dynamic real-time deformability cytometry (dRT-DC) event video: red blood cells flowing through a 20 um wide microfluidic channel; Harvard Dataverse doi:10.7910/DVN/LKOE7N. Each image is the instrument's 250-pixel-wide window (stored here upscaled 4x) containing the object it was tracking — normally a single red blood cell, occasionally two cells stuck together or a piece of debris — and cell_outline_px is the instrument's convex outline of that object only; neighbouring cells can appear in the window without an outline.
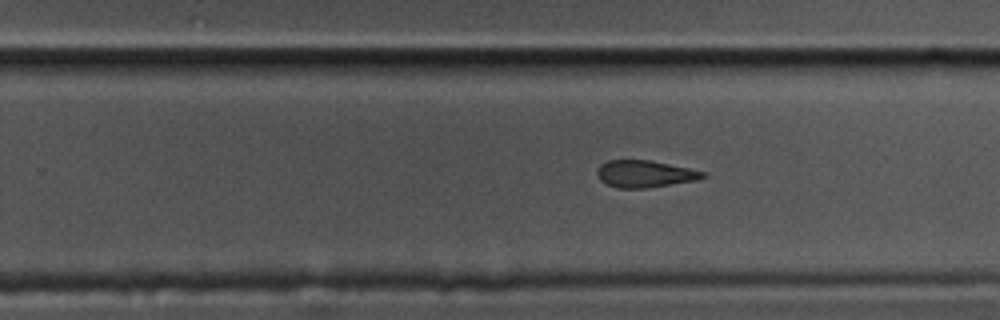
{"species": "common noctule bat (a hibernating species)", "species_latin": "Nyctalus noctula", "temperature_condition": "cold", "stored_images_in_passage": 45, "camera_frame_rate_fps": 3000, "um_per_image_px": 0.085, "animal": {"sex": "male", "body_mass_g": 17.5, "forearm_length_mm": 52.3}, "frame": {"image": 1, "passage_image": 28, "time_ms": 9.0, "image_size_px": [1000, 320], "cell_outline_px": [[708, 176], [696, 180], [648, 188], [616, 188], [600, 180], [596, 172], [600, 164], [608, 160], [648, 160], [708, 172]], "centroid_in_image_um": [54.82, 14.78], "position_along_channel_um": 275.0, "area_um2": 16.65}}
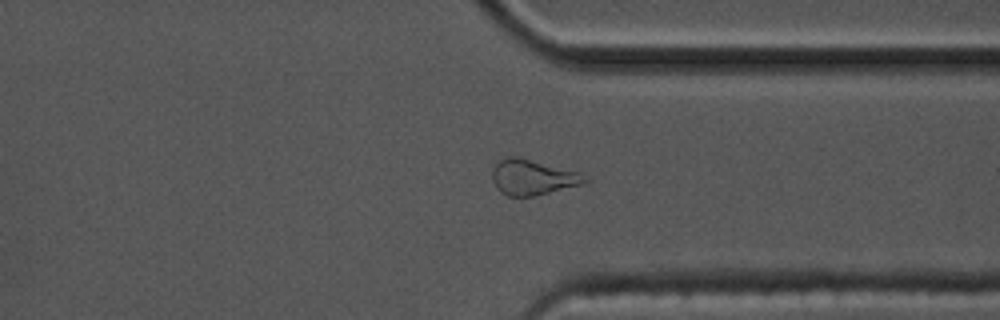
{"frame": {"image": 2, "passage_image": 36, "time_ms": 11.667, "image_size_px": [1000, 320], "cell_outline_px": [[588, 180], [584, 184], [536, 196], [508, 196], [500, 192], [496, 188], [492, 180], [492, 168], [504, 156], [520, 156], [580, 172]], "centroid_in_image_um": [45.26, 15.06], "position_along_channel_um": 366.1, "area_um2": 19.48}}
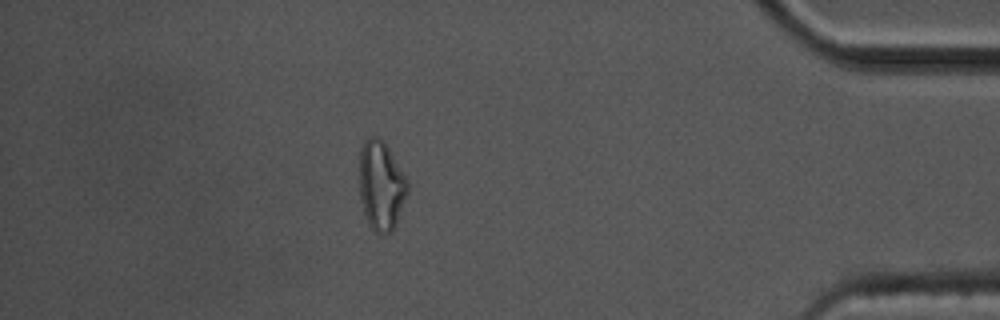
{"frame": {"image": 3, "passage_image": 43, "time_ms": 14.0, "image_size_px": [1000, 320], "cell_outline_px": [[408, 192], [396, 224], [392, 232], [376, 232], [368, 224], [364, 212], [360, 196], [360, 148], [364, 140], [372, 136], [376, 136], [388, 148], [404, 176], [408, 184]], "centroid_in_image_um": [32.38, 15.79], "position_along_channel_um": 402.8, "area_um2": 24.51}, "authors_computed_cell_mechanics": {"area_um2": 17.6868, "velocity_mm_per_s": 3.4212, "shape_relaxation_time_tau1_ms": 6.2701, "shape_relaxation_time_tau2_ms": 4.1256, "deformation_change_tau1": 0.1411, "deformation_change_tau2": 0.1077}}